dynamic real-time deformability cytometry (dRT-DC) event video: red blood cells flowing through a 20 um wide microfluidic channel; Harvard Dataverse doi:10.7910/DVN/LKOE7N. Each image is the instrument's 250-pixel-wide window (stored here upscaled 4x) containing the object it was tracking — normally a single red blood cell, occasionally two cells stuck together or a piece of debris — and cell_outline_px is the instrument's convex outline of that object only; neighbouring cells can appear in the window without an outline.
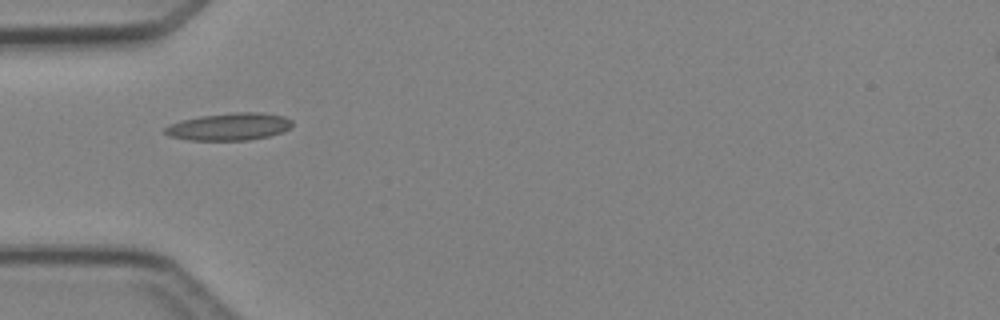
{"species": "Egyptian fruit bat (a non-hibernating species)", "species_latin": "Rousettus aegyptiacus", "temperature_condition": "cold", "stored_images_in_passage": 1, "camera_frame_rate_fps": 3000, "um_per_image_px": 0.085, "animal": {"sex": "female"}, "frame": {"image": 1, "passage_image": 1, "time_ms": 0.0, "image_size_px": [1000, 320], "cell_outline_px": [[292, 128], [284, 132], [268, 136], [248, 140], [188, 140], [168, 136], [164, 132], [164, 128], [172, 124], [184, 120], [200, 116], [236, 112], [260, 112], [284, 116], [292, 120]], "centroid_in_image_um": [19.53, 10.77], "position_along_channel_um": 65.5, "area_um2": 20.29}}